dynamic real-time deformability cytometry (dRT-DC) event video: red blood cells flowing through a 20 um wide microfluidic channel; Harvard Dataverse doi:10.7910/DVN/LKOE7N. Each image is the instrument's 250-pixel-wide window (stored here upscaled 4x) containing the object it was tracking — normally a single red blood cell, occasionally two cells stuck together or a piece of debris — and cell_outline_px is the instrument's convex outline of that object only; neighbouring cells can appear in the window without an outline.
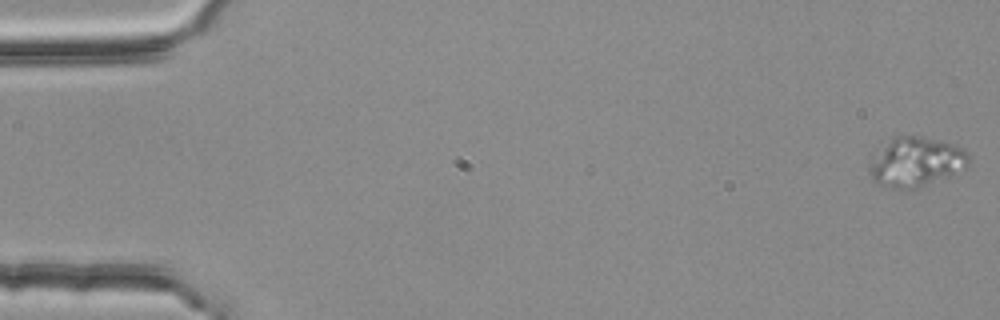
{"species": "common noctule bat (a hibernating species)", "species_latin": "Nyctalus noctula", "temperature_condition": "room temperature", "stored_images_in_passage": 4, "camera_frame_rate_fps": 3000, "um_per_image_px": 0.085, "animal": {"sex": "female", "body_mass_g": 25.1}, "frame": {"image": 1, "passage_image": 1, "time_ms": 0.0, "image_size_px": [1000, 320], "cell_outline_px": [[968, 164], [964, 168], [916, 192], [912, 192], [892, 188], [876, 184], [872, 180], [872, 164], [888, 144], [896, 136], [920, 136], [952, 144], [960, 148], [968, 156]], "centroid_in_image_um": [77.91, 13.86], "position_along_channel_um": 7.1, "area_um2": 27.92}}